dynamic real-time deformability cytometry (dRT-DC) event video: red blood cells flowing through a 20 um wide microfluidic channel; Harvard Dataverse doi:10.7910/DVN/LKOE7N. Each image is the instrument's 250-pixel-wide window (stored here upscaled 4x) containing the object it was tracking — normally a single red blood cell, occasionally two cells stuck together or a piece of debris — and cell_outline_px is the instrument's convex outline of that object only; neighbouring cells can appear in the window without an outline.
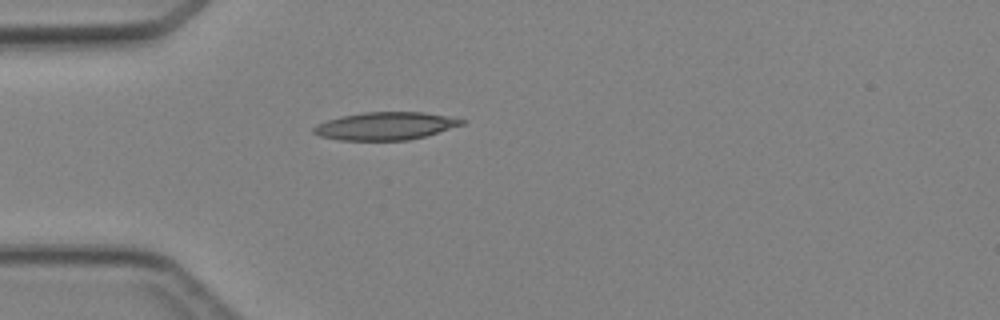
{"species": "Egyptian fruit bat (a non-hibernating species)", "species_latin": "Rousettus aegyptiacus", "temperature_condition": "cold", "stored_images_in_passage": 4, "camera_frame_rate_fps": 3000, "um_per_image_px": 0.085, "animal": {"sex": "female"}, "frame": {"image": 1, "passage_image": 4, "time_ms": 3.667, "image_size_px": [1000, 320], "cell_outline_px": [[468, 120], [464, 124], [424, 136], [408, 140], [340, 140], [320, 136], [312, 132], [312, 128], [328, 120], [340, 116], [364, 112], [424, 112]], "centroid_in_image_um": [32.76, 10.7], "position_along_channel_um": 52.2, "area_um2": 23.76}}